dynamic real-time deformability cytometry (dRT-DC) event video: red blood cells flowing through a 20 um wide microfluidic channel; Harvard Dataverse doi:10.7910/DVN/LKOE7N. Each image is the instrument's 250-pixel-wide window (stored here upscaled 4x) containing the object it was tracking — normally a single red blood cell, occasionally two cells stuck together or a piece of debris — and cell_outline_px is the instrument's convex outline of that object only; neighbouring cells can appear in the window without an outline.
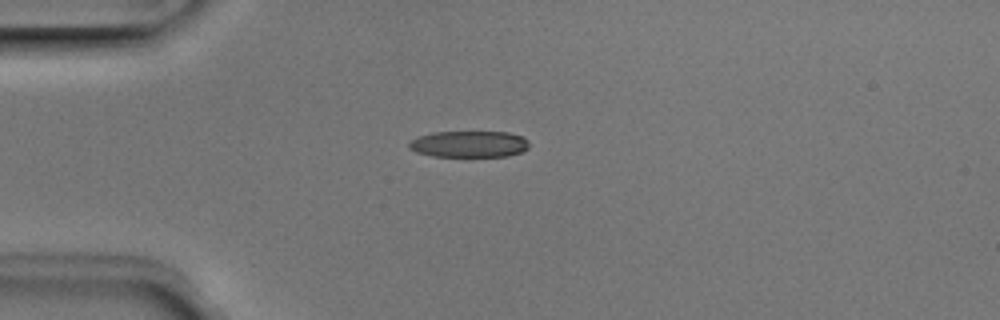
{"species": "Egyptian fruit bat (a non-hibernating species)", "species_latin": "Rousettus aegyptiacus", "temperature_condition": "room temperature", "stored_images_in_passage": 2, "camera_frame_rate_fps": 3000, "um_per_image_px": 0.085, "animal": {"sex": "male"}, "frame": {"image": 1, "passage_image": 1, "time_ms": 0.0, "image_size_px": [1000, 320], "cell_outline_px": [[528, 148], [520, 152], [508, 156], [432, 156], [416, 152], [408, 148], [408, 140], [416, 136], [432, 132], [508, 132], [524, 136], [528, 140]], "centroid_in_image_um": [39.83, 12.24], "position_along_channel_um": 45.2, "area_um2": 18.73}}
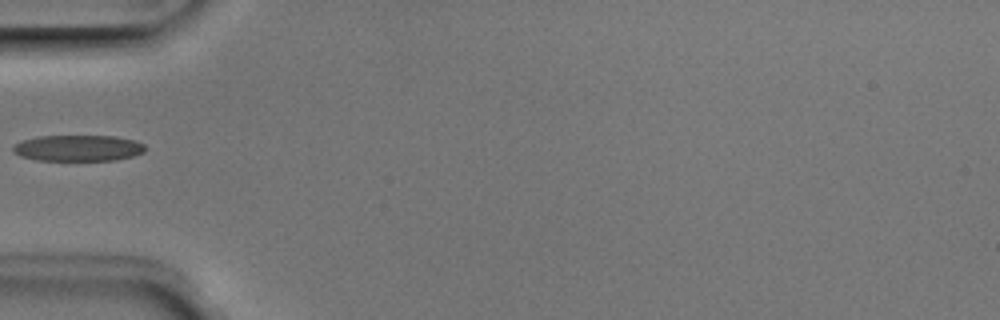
{"frame": {"image": 2, "passage_image": 2, "time_ms": 0.333, "image_size_px": [1000, 320], "cell_outline_px": [[144, 152], [132, 156], [116, 160], [36, 160], [20, 156], [12, 152], [12, 144], [20, 140], [40, 136], [112, 136], [136, 140], [144, 144]], "centroid_in_image_um": [6.58, 12.58], "position_along_channel_um": 78.4, "area_um2": 20.23}}